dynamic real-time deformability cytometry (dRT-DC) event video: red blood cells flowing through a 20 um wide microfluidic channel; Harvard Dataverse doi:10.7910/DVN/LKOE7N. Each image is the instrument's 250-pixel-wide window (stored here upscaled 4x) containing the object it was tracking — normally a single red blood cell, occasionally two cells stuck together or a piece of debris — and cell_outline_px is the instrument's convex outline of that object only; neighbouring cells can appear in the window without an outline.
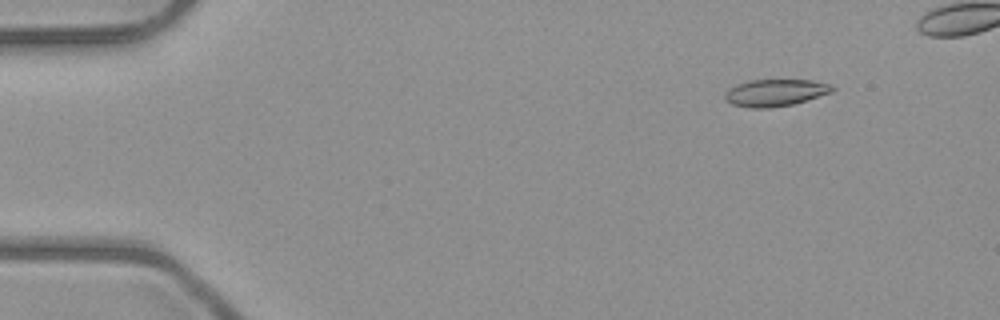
{"species": "common noctule bat (a hibernating species)", "species_latin": "Nyctalus noctula", "temperature_condition": "room temperature", "stored_images_in_passage": 5, "camera_frame_rate_fps": 3000, "um_per_image_px": 0.085, "animal": {"sex": "male", "body_mass_g": 23.1, "forearm_length_mm": 52.7}, "frame": {"image": 1, "passage_image": 2, "time_ms": 1.0, "image_size_px": [1000, 320], "cell_outline_px": [[836, 88], [832, 92], [792, 104], [768, 108], [752, 108], [732, 104], [724, 100], [724, 92], [728, 88], [736, 84], [748, 80], [812, 80], [832, 84]], "centroid_in_image_um": [65.87, 7.87], "position_along_channel_um": 19.1, "area_um2": 16.99}}